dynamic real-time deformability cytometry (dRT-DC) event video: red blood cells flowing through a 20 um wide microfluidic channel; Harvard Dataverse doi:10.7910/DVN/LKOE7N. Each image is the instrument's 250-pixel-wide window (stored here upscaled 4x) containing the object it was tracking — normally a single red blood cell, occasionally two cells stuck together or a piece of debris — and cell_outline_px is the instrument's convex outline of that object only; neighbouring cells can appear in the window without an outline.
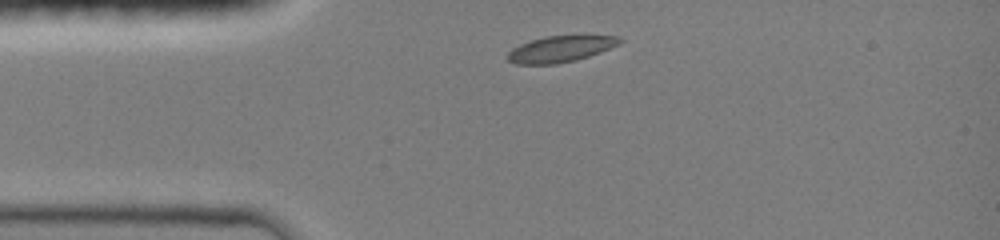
{"species": "common noctule bat (a hibernating species)", "species_latin": "Nyctalus noctula", "temperature_condition": "room temperature", "stored_images_in_passage": 5, "camera_frame_rate_fps": 3000, "um_per_image_px": 0.085, "animal": {"sex": "female", "body_mass_g": 19.0, "forearm_length_mm": 51.5}, "frame": {"image": 1, "passage_image": 1, "time_ms": 0.0, "image_size_px": [1000, 240], "cell_outline_px": [[624, 40], [620, 44], [600, 52], [576, 60], [556, 64], [516, 64], [508, 60], [508, 52], [512, 48], [520, 44], [544, 36], [616, 36]], "centroid_in_image_um": [47.63, 4.17], "position_along_channel_um": 37.4, "area_um2": 16.94}}
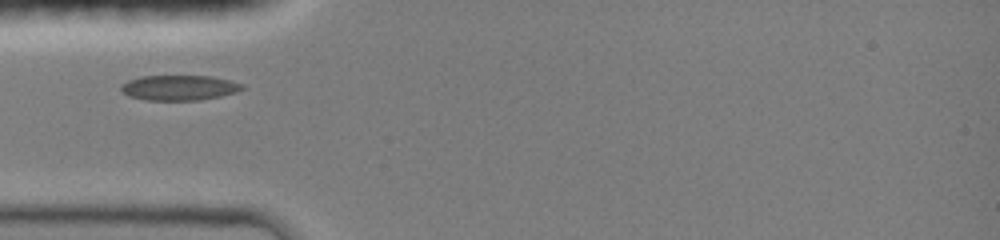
{"frame": {"image": 2, "passage_image": 4, "time_ms": 1.333, "image_size_px": [1000, 240], "cell_outline_px": [[244, 88], [236, 92], [220, 96], [200, 100], [144, 100], [128, 96], [120, 88], [120, 84], [128, 80], [140, 76], [212, 76], [244, 84]], "centroid_in_image_um": [15.21, 7.45], "position_along_channel_um": 69.8, "area_um2": 17.8}}